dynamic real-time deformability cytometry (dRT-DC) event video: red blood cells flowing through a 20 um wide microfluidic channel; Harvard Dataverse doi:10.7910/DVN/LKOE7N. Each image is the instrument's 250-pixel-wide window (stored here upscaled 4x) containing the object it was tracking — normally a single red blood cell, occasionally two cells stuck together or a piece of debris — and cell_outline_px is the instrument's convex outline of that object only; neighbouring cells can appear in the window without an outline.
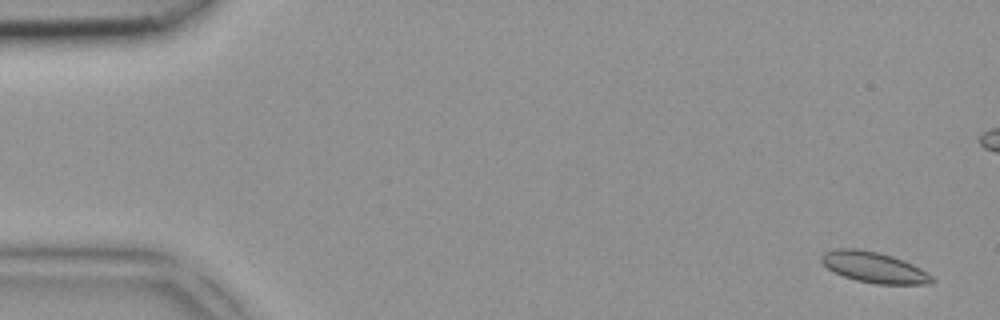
{"species": "common noctule bat (a hibernating species)", "species_latin": "Nyctalus noctula", "temperature_condition": "room temperature", "stored_images_in_passage": 5, "camera_frame_rate_fps": 3000, "um_per_image_px": 0.085, "animal": {"sex": "female", "body_mass_g": 18.4}, "frame": {"image": 1, "passage_image": 1, "time_ms": 0.0, "image_size_px": [1000, 320], "cell_outline_px": [[936, 280], [932, 284], [876, 284], [856, 280], [844, 276], [828, 268], [820, 260], [820, 256], [824, 252], [836, 248], [856, 248], [880, 252], [904, 260], [920, 268], [932, 276]], "centroid_in_image_um": [74.3, 22.71], "position_along_channel_um": 10.7, "area_um2": 19.88}}